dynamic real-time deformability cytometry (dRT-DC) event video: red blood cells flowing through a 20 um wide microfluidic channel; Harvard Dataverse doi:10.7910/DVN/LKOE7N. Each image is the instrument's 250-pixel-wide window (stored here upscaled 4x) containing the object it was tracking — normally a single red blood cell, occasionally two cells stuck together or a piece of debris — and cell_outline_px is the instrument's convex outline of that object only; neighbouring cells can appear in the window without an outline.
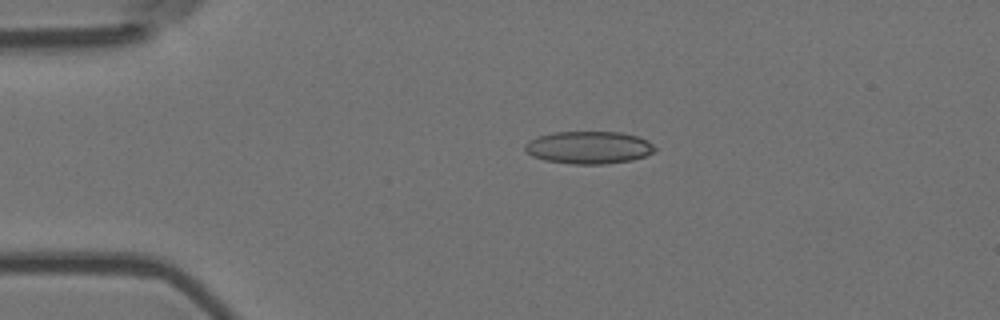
{"species": "Egyptian fruit bat (a non-hibernating species)", "species_latin": "Rousettus aegyptiacus", "temperature_condition": "room temperature", "stored_images_in_passage": 4, "camera_frame_rate_fps": 3000, "um_per_image_px": 0.085, "animal": {"sex": "female"}, "frame": {"image": 1, "passage_image": 2, "time_ms": 0.333, "image_size_px": [1000, 320], "cell_outline_px": [[656, 152], [632, 160], [604, 164], [572, 164], [544, 160], [532, 156], [524, 148], [524, 144], [528, 140], [536, 136], [556, 132], [620, 132], [636, 136], [648, 140], [656, 148]], "centroid_in_image_um": [50.04, 12.54], "position_along_channel_um": 35.0, "area_um2": 24.74}}
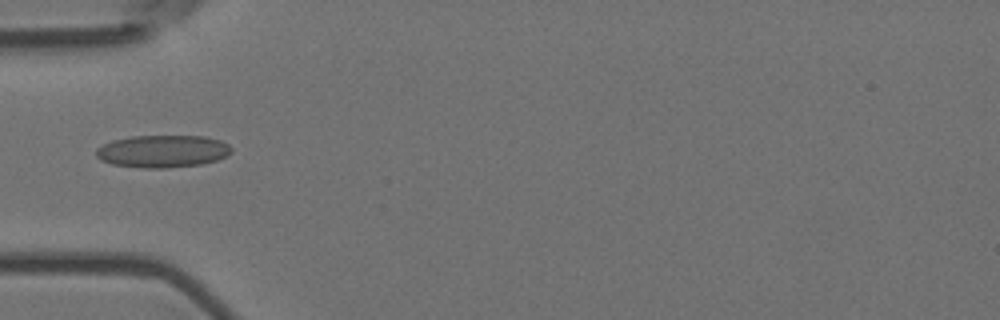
{"frame": {"image": 2, "passage_image": 4, "time_ms": 1.0, "image_size_px": [1000, 320], "cell_outline_px": [[232, 152], [216, 160], [200, 164], [168, 168], [144, 168], [112, 164], [100, 160], [96, 156], [96, 148], [112, 140], [132, 136], [204, 136], [220, 140], [228, 144], [232, 148]], "centroid_in_image_um": [13.81, 12.85], "position_along_channel_um": 71.2, "area_um2": 25.55}}